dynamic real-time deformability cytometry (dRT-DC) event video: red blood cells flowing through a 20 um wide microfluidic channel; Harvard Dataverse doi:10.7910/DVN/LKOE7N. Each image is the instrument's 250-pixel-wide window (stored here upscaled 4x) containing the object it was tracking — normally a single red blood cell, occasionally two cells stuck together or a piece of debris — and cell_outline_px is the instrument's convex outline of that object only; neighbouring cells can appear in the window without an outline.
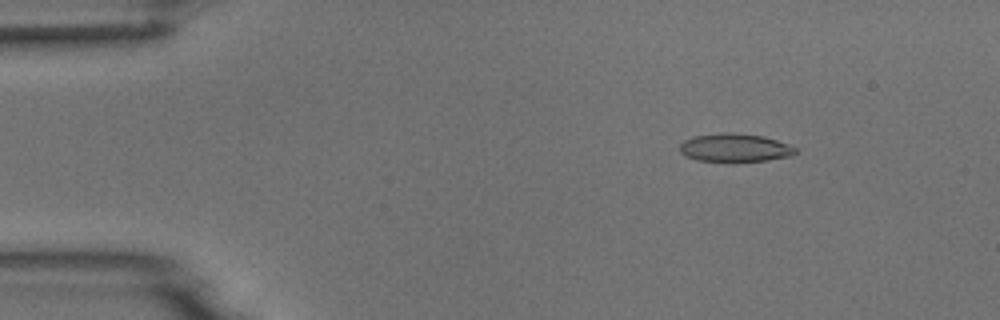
{"species": "common noctule bat (a hibernating species)", "species_latin": "Nyctalus noctula", "temperature_condition": "room temperature", "stored_images_in_passage": 4, "camera_frame_rate_fps": 3000, "um_per_image_px": 0.085, "animal": {"sex": "male", "body_mass_g": 18.8}, "frame": {"image": 1, "passage_image": 2, "time_ms": 1.333, "image_size_px": [1000, 320], "cell_outline_px": [[796, 152], [792, 156], [768, 160], [732, 164], [696, 160], [684, 156], [680, 152], [680, 144], [684, 140], [692, 136], [724, 132], [732, 132], [764, 136], [788, 144], [796, 148]], "centroid_in_image_um": [62.43, 12.59], "position_along_channel_um": 22.6, "area_um2": 19.88}}